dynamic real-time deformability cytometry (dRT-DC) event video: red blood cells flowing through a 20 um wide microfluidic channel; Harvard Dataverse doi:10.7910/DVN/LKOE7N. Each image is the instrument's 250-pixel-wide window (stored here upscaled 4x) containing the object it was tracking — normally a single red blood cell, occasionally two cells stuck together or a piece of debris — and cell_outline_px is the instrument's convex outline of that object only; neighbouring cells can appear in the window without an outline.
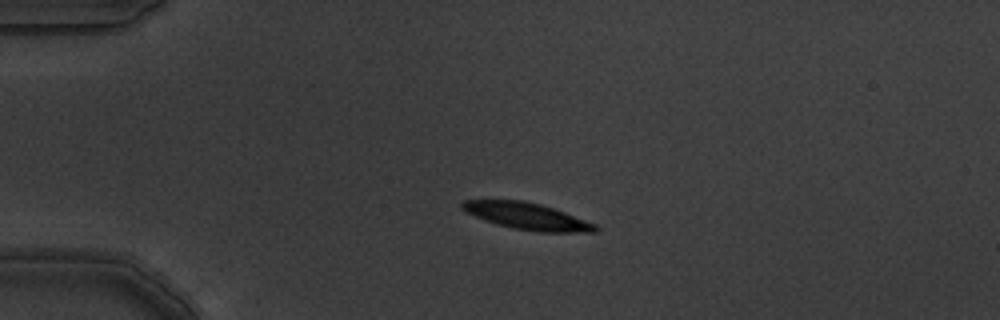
{"species": "common noctule bat (a hibernating species)", "species_latin": "Nyctalus noctula", "temperature_condition": "warm", "stored_images_in_passage": 4, "camera_frame_rate_fps": 3000, "um_per_image_px": 0.085, "animal": {"sex": "male", "body_mass_g": 19.5, "forearm_length_mm": 54.6}, "frame": {"image": 1, "passage_image": 3, "time_ms": 0.667, "image_size_px": [1000, 320], "cell_outline_px": [[600, 228], [596, 232], [540, 232], [512, 228], [496, 224], [484, 220], [464, 212], [460, 208], [460, 204], [464, 200], [524, 200], [540, 204], [564, 212], [596, 224]], "centroid_in_image_um": [44.77, 18.38], "position_along_channel_um": 40.2, "area_um2": 20.81}}